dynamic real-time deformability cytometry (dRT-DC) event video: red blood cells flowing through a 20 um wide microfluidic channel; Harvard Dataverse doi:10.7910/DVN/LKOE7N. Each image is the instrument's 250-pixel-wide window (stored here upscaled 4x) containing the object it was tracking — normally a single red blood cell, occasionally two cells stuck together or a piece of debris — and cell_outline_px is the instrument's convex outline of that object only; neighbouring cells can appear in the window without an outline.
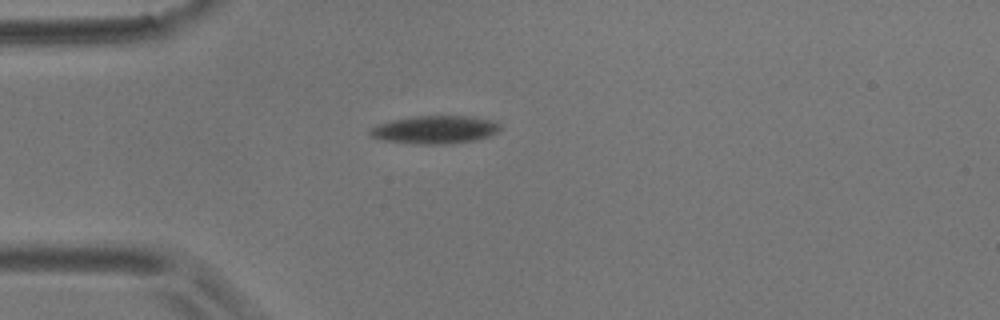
{"species": "common noctule bat (a hibernating species)", "species_latin": "Nyctalus noctula", "temperature_condition": "room temperature", "stored_images_in_passage": 51, "camera_frame_rate_fps": 3000, "um_per_image_px": 0.085, "animal": {"sex": "male", "body_mass_g": 17.9}, "frame": {"image": 1, "passage_image": 1, "time_ms": 0.0, "image_size_px": [1000, 320], "cell_outline_px": [[500, 128], [496, 132], [488, 136], [472, 140], [452, 144], [416, 144], [380, 140], [372, 136], [368, 132], [368, 128], [376, 124], [392, 120], [416, 116], [476, 116], [500, 124]], "centroid_in_image_um": [36.9, 11.02], "position_along_channel_um": 48.1, "area_um2": 21.27}}
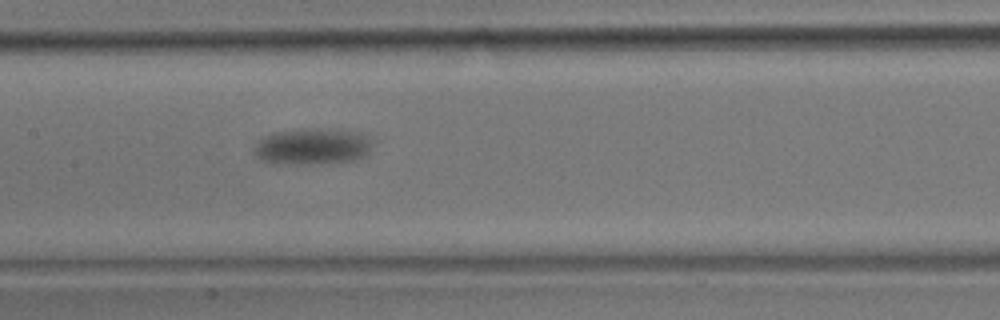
{"frame": {"image": 2, "passage_image": 16, "time_ms": 5.0, "image_size_px": [1000, 320], "cell_outline_px": [[372, 140], [368, 152], [364, 156], [352, 160], [320, 164], [276, 164], [260, 160], [252, 152], [252, 148], [264, 136], [272, 132], [360, 132], [368, 136]], "centroid_in_image_um": [26.48, 12.53], "position_along_channel_um": 180.9, "area_um2": 23.99}}
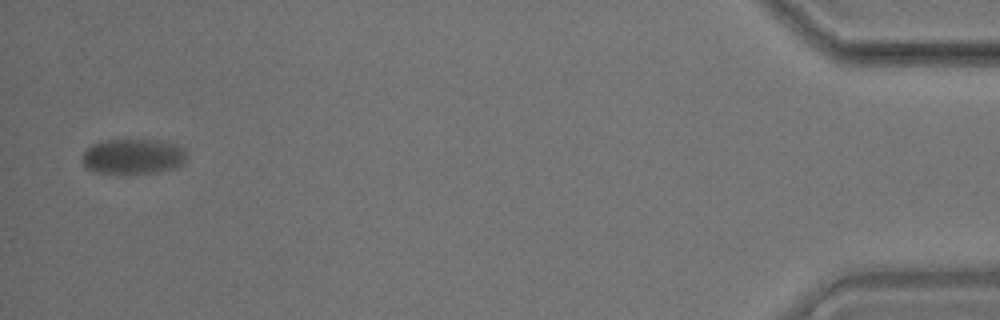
{"frame": {"image": 3, "passage_image": 50, "time_ms": 16.333, "image_size_px": [1000, 320], "cell_outline_px": [[188, 160], [172, 168], [152, 172], [116, 176], [92, 172], [84, 168], [80, 160], [84, 152], [92, 144], [108, 140], [148, 140], [176, 144], [184, 148]], "centroid_in_image_um": [11.22, 13.34], "position_along_channel_um": 424.0, "area_um2": 21.96}, "authors_computed_cell_mechanics": {"area_um2": 22.4264, "velocity_mm_per_s": 2.9548, "shape_relaxation_time_tau1_ms": 2.2533, "shape_relaxation_time_tau2_ms": null, "deformation_change_tau1": 0.1185, "deformation_change_tau2": null}}